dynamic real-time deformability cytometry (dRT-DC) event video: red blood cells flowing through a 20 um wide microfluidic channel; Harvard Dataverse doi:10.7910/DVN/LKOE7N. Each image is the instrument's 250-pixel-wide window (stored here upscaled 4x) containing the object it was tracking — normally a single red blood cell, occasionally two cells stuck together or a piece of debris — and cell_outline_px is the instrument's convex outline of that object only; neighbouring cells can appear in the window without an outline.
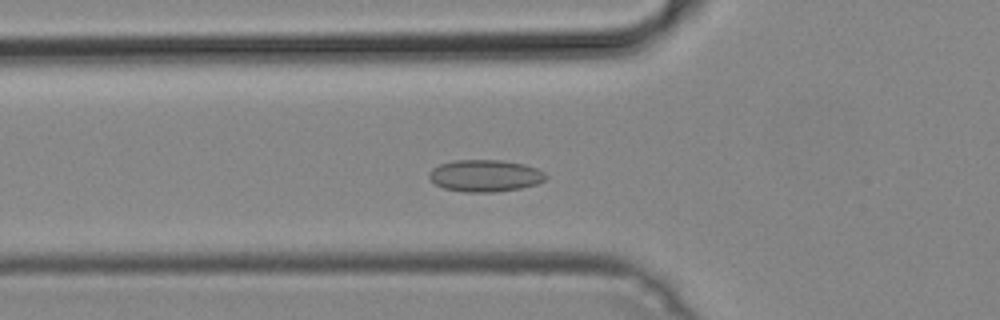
{"species": "common noctule bat (a hibernating species)", "species_latin": "Nyctalus noctula", "temperature_condition": "cold", "stored_images_in_passage": 20, "camera_frame_rate_fps": 3000, "um_per_image_px": 0.085, "animal": {"sex": "male", "body_mass_g": 19.2, "forearm_length_mm": 51.8}, "frame": {"image": 1, "passage_image": 12, "time_ms": 3.667, "image_size_px": [1000, 320], "cell_outline_px": [[548, 176], [544, 180], [536, 184], [520, 188], [492, 192], [464, 192], [444, 188], [436, 184], [428, 176], [428, 172], [432, 168], [440, 164], [456, 160], [500, 160], [524, 164], [536, 168], [544, 172]], "centroid_in_image_um": [41.22, 14.93], "position_along_channel_um": 84.6, "area_um2": 21.62}}
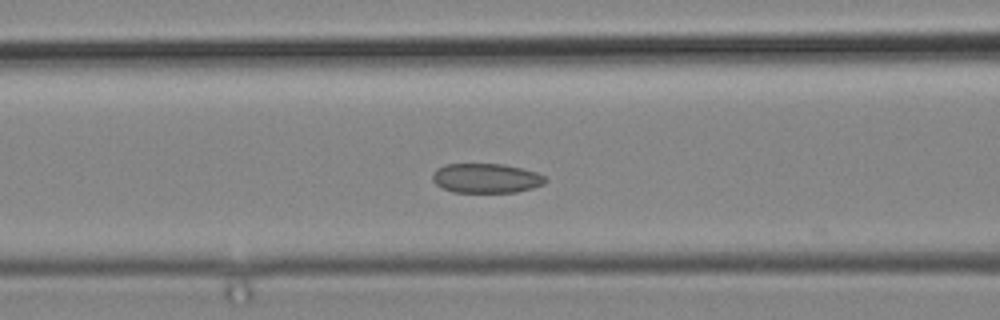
{"frame": {"image": 2, "passage_image": 15, "time_ms": 4.667, "image_size_px": [1000, 320], "cell_outline_px": [[548, 180], [544, 184], [532, 188], [516, 192], [452, 192], [436, 184], [432, 180], [432, 172], [436, 168], [444, 164], [504, 164], [536, 172], [544, 176]], "centroid_in_image_um": [41.3, 15.14], "position_along_channel_um": 125.3, "area_um2": 19.48}}
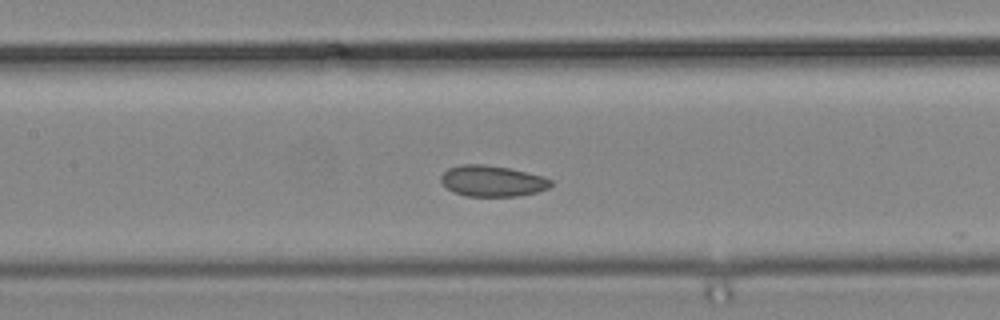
{"frame": {"image": 3, "passage_image": 18, "time_ms": 5.667, "image_size_px": [1000, 320], "cell_outline_px": [[552, 184], [548, 188], [536, 192], [516, 196], [468, 196], [452, 192], [440, 180], [440, 176], [448, 168], [460, 164], [484, 164], [512, 168], [544, 176], [552, 180]], "centroid_in_image_um": [41.85, 15.37], "position_along_channel_um": 165.6, "area_um2": 20.0}}